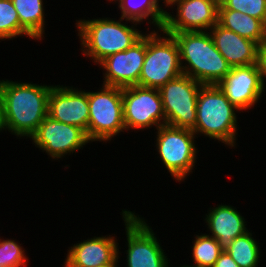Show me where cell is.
I'll return each instance as SVG.
<instances>
[{
    "mask_svg": "<svg viewBox=\"0 0 266 267\" xmlns=\"http://www.w3.org/2000/svg\"><path fill=\"white\" fill-rule=\"evenodd\" d=\"M53 84L0 80L3 131L19 139L30 137L48 116V99Z\"/></svg>",
    "mask_w": 266,
    "mask_h": 267,
    "instance_id": "cell-1",
    "label": "cell"
},
{
    "mask_svg": "<svg viewBox=\"0 0 266 267\" xmlns=\"http://www.w3.org/2000/svg\"><path fill=\"white\" fill-rule=\"evenodd\" d=\"M75 25L81 54L90 58L96 65L108 56L132 47L145 33L136 28L140 23L121 17L119 20L110 17L79 19Z\"/></svg>",
    "mask_w": 266,
    "mask_h": 267,
    "instance_id": "cell-2",
    "label": "cell"
},
{
    "mask_svg": "<svg viewBox=\"0 0 266 267\" xmlns=\"http://www.w3.org/2000/svg\"><path fill=\"white\" fill-rule=\"evenodd\" d=\"M239 112L218 85H202L198 92L196 126L192 131L197 138L204 135L232 149L237 145L239 125L236 113Z\"/></svg>",
    "mask_w": 266,
    "mask_h": 267,
    "instance_id": "cell-3",
    "label": "cell"
},
{
    "mask_svg": "<svg viewBox=\"0 0 266 267\" xmlns=\"http://www.w3.org/2000/svg\"><path fill=\"white\" fill-rule=\"evenodd\" d=\"M180 50L183 74L203 85L218 84L231 67L217 50L209 31L172 34Z\"/></svg>",
    "mask_w": 266,
    "mask_h": 267,
    "instance_id": "cell-4",
    "label": "cell"
},
{
    "mask_svg": "<svg viewBox=\"0 0 266 267\" xmlns=\"http://www.w3.org/2000/svg\"><path fill=\"white\" fill-rule=\"evenodd\" d=\"M148 29L146 54L138 85L160 89L168 81L183 74L180 50L173 35L162 29L152 31Z\"/></svg>",
    "mask_w": 266,
    "mask_h": 267,
    "instance_id": "cell-5",
    "label": "cell"
},
{
    "mask_svg": "<svg viewBox=\"0 0 266 267\" xmlns=\"http://www.w3.org/2000/svg\"><path fill=\"white\" fill-rule=\"evenodd\" d=\"M101 85L96 92L88 91L89 121L86 135L91 142L107 143L121 132H126L122 88Z\"/></svg>",
    "mask_w": 266,
    "mask_h": 267,
    "instance_id": "cell-6",
    "label": "cell"
},
{
    "mask_svg": "<svg viewBox=\"0 0 266 267\" xmlns=\"http://www.w3.org/2000/svg\"><path fill=\"white\" fill-rule=\"evenodd\" d=\"M154 142L164 168L176 182H183L192 174L197 163L198 146L195 133L189 129L160 126L155 132ZM197 146V147H196Z\"/></svg>",
    "mask_w": 266,
    "mask_h": 267,
    "instance_id": "cell-7",
    "label": "cell"
},
{
    "mask_svg": "<svg viewBox=\"0 0 266 267\" xmlns=\"http://www.w3.org/2000/svg\"><path fill=\"white\" fill-rule=\"evenodd\" d=\"M128 249L125 250V267H169L167 258L152 227L144 217L134 211L122 209Z\"/></svg>",
    "mask_w": 266,
    "mask_h": 267,
    "instance_id": "cell-8",
    "label": "cell"
},
{
    "mask_svg": "<svg viewBox=\"0 0 266 267\" xmlns=\"http://www.w3.org/2000/svg\"><path fill=\"white\" fill-rule=\"evenodd\" d=\"M202 85L181 74L159 89L166 125L189 130L195 128L198 92Z\"/></svg>",
    "mask_w": 266,
    "mask_h": 267,
    "instance_id": "cell-9",
    "label": "cell"
},
{
    "mask_svg": "<svg viewBox=\"0 0 266 267\" xmlns=\"http://www.w3.org/2000/svg\"><path fill=\"white\" fill-rule=\"evenodd\" d=\"M123 117L126 131L148 130L166 125L159 89L133 85L122 88ZM136 129V130H135Z\"/></svg>",
    "mask_w": 266,
    "mask_h": 267,
    "instance_id": "cell-10",
    "label": "cell"
},
{
    "mask_svg": "<svg viewBox=\"0 0 266 267\" xmlns=\"http://www.w3.org/2000/svg\"><path fill=\"white\" fill-rule=\"evenodd\" d=\"M30 139L36 148L53 160H61L92 143L80 127L55 121L49 116L44 118Z\"/></svg>",
    "mask_w": 266,
    "mask_h": 267,
    "instance_id": "cell-11",
    "label": "cell"
},
{
    "mask_svg": "<svg viewBox=\"0 0 266 267\" xmlns=\"http://www.w3.org/2000/svg\"><path fill=\"white\" fill-rule=\"evenodd\" d=\"M218 6L213 0H170L165 8L175 9L176 15L166 9L162 30L171 35L178 32L209 31L218 23Z\"/></svg>",
    "mask_w": 266,
    "mask_h": 267,
    "instance_id": "cell-12",
    "label": "cell"
},
{
    "mask_svg": "<svg viewBox=\"0 0 266 267\" xmlns=\"http://www.w3.org/2000/svg\"><path fill=\"white\" fill-rule=\"evenodd\" d=\"M146 54V33L132 47L110 55L98 66L103 69L104 85L129 87L138 85Z\"/></svg>",
    "mask_w": 266,
    "mask_h": 267,
    "instance_id": "cell-13",
    "label": "cell"
},
{
    "mask_svg": "<svg viewBox=\"0 0 266 267\" xmlns=\"http://www.w3.org/2000/svg\"><path fill=\"white\" fill-rule=\"evenodd\" d=\"M48 116L55 121L78 126L87 132L88 91L73 86L53 85L48 99Z\"/></svg>",
    "mask_w": 266,
    "mask_h": 267,
    "instance_id": "cell-14",
    "label": "cell"
},
{
    "mask_svg": "<svg viewBox=\"0 0 266 267\" xmlns=\"http://www.w3.org/2000/svg\"><path fill=\"white\" fill-rule=\"evenodd\" d=\"M217 85L227 99L242 112L254 108L266 90L256 64L231 68Z\"/></svg>",
    "mask_w": 266,
    "mask_h": 267,
    "instance_id": "cell-15",
    "label": "cell"
},
{
    "mask_svg": "<svg viewBox=\"0 0 266 267\" xmlns=\"http://www.w3.org/2000/svg\"><path fill=\"white\" fill-rule=\"evenodd\" d=\"M116 236H94L72 244L67 249L63 267H98L113 262L119 252Z\"/></svg>",
    "mask_w": 266,
    "mask_h": 267,
    "instance_id": "cell-16",
    "label": "cell"
},
{
    "mask_svg": "<svg viewBox=\"0 0 266 267\" xmlns=\"http://www.w3.org/2000/svg\"><path fill=\"white\" fill-rule=\"evenodd\" d=\"M209 33L215 47L231 68L256 64L259 48L256 42L239 36L219 23L215 24Z\"/></svg>",
    "mask_w": 266,
    "mask_h": 267,
    "instance_id": "cell-17",
    "label": "cell"
},
{
    "mask_svg": "<svg viewBox=\"0 0 266 267\" xmlns=\"http://www.w3.org/2000/svg\"><path fill=\"white\" fill-rule=\"evenodd\" d=\"M205 214L204 221L207 225L208 234L218 240L220 247L226 250L235 238L250 231L247 229V221L238 212L237 208L226 204H217L209 208Z\"/></svg>",
    "mask_w": 266,
    "mask_h": 267,
    "instance_id": "cell-18",
    "label": "cell"
},
{
    "mask_svg": "<svg viewBox=\"0 0 266 267\" xmlns=\"http://www.w3.org/2000/svg\"><path fill=\"white\" fill-rule=\"evenodd\" d=\"M161 1L163 0H108L109 3L117 4L121 18L140 24L147 20L146 23L150 24V29L152 25L155 27L154 30L162 29L165 21L166 8L162 7L163 5L165 7V4Z\"/></svg>",
    "mask_w": 266,
    "mask_h": 267,
    "instance_id": "cell-19",
    "label": "cell"
},
{
    "mask_svg": "<svg viewBox=\"0 0 266 267\" xmlns=\"http://www.w3.org/2000/svg\"><path fill=\"white\" fill-rule=\"evenodd\" d=\"M218 23L258 45L266 40V25L247 14L234 10H218Z\"/></svg>",
    "mask_w": 266,
    "mask_h": 267,
    "instance_id": "cell-20",
    "label": "cell"
},
{
    "mask_svg": "<svg viewBox=\"0 0 266 267\" xmlns=\"http://www.w3.org/2000/svg\"><path fill=\"white\" fill-rule=\"evenodd\" d=\"M20 25L34 38L42 41L45 34V5L43 0H12Z\"/></svg>",
    "mask_w": 266,
    "mask_h": 267,
    "instance_id": "cell-21",
    "label": "cell"
},
{
    "mask_svg": "<svg viewBox=\"0 0 266 267\" xmlns=\"http://www.w3.org/2000/svg\"><path fill=\"white\" fill-rule=\"evenodd\" d=\"M258 244L256 239L253 238L252 231H248L235 238L226 251L239 267H258L262 256Z\"/></svg>",
    "mask_w": 266,
    "mask_h": 267,
    "instance_id": "cell-22",
    "label": "cell"
},
{
    "mask_svg": "<svg viewBox=\"0 0 266 267\" xmlns=\"http://www.w3.org/2000/svg\"><path fill=\"white\" fill-rule=\"evenodd\" d=\"M194 238L192 241L193 246H191L194 264H185L179 267H213L223 252L218 240L208 235V233L196 234Z\"/></svg>",
    "mask_w": 266,
    "mask_h": 267,
    "instance_id": "cell-23",
    "label": "cell"
},
{
    "mask_svg": "<svg viewBox=\"0 0 266 267\" xmlns=\"http://www.w3.org/2000/svg\"><path fill=\"white\" fill-rule=\"evenodd\" d=\"M34 38L20 25L19 16L12 0H0V40L18 37Z\"/></svg>",
    "mask_w": 266,
    "mask_h": 267,
    "instance_id": "cell-24",
    "label": "cell"
},
{
    "mask_svg": "<svg viewBox=\"0 0 266 267\" xmlns=\"http://www.w3.org/2000/svg\"><path fill=\"white\" fill-rule=\"evenodd\" d=\"M22 244L13 239L0 237V267H26L28 261Z\"/></svg>",
    "mask_w": 266,
    "mask_h": 267,
    "instance_id": "cell-25",
    "label": "cell"
},
{
    "mask_svg": "<svg viewBox=\"0 0 266 267\" xmlns=\"http://www.w3.org/2000/svg\"><path fill=\"white\" fill-rule=\"evenodd\" d=\"M218 10H234L261 20L266 25V0H224Z\"/></svg>",
    "mask_w": 266,
    "mask_h": 267,
    "instance_id": "cell-26",
    "label": "cell"
},
{
    "mask_svg": "<svg viewBox=\"0 0 266 267\" xmlns=\"http://www.w3.org/2000/svg\"><path fill=\"white\" fill-rule=\"evenodd\" d=\"M262 84L266 87V40L259 45L256 62Z\"/></svg>",
    "mask_w": 266,
    "mask_h": 267,
    "instance_id": "cell-27",
    "label": "cell"
},
{
    "mask_svg": "<svg viewBox=\"0 0 266 267\" xmlns=\"http://www.w3.org/2000/svg\"><path fill=\"white\" fill-rule=\"evenodd\" d=\"M213 267H239L226 250H223Z\"/></svg>",
    "mask_w": 266,
    "mask_h": 267,
    "instance_id": "cell-28",
    "label": "cell"
},
{
    "mask_svg": "<svg viewBox=\"0 0 266 267\" xmlns=\"http://www.w3.org/2000/svg\"><path fill=\"white\" fill-rule=\"evenodd\" d=\"M3 132V109H2V98L0 94V132Z\"/></svg>",
    "mask_w": 266,
    "mask_h": 267,
    "instance_id": "cell-29",
    "label": "cell"
},
{
    "mask_svg": "<svg viewBox=\"0 0 266 267\" xmlns=\"http://www.w3.org/2000/svg\"><path fill=\"white\" fill-rule=\"evenodd\" d=\"M119 258L120 257L118 256L113 262H110V263H107V264H104V265H101V266H98V267H119V264H118L119 263V261H118Z\"/></svg>",
    "mask_w": 266,
    "mask_h": 267,
    "instance_id": "cell-30",
    "label": "cell"
},
{
    "mask_svg": "<svg viewBox=\"0 0 266 267\" xmlns=\"http://www.w3.org/2000/svg\"><path fill=\"white\" fill-rule=\"evenodd\" d=\"M215 1L218 5H220L224 0H213Z\"/></svg>",
    "mask_w": 266,
    "mask_h": 267,
    "instance_id": "cell-31",
    "label": "cell"
},
{
    "mask_svg": "<svg viewBox=\"0 0 266 267\" xmlns=\"http://www.w3.org/2000/svg\"><path fill=\"white\" fill-rule=\"evenodd\" d=\"M170 0H163L164 4H167Z\"/></svg>",
    "mask_w": 266,
    "mask_h": 267,
    "instance_id": "cell-32",
    "label": "cell"
}]
</instances>
